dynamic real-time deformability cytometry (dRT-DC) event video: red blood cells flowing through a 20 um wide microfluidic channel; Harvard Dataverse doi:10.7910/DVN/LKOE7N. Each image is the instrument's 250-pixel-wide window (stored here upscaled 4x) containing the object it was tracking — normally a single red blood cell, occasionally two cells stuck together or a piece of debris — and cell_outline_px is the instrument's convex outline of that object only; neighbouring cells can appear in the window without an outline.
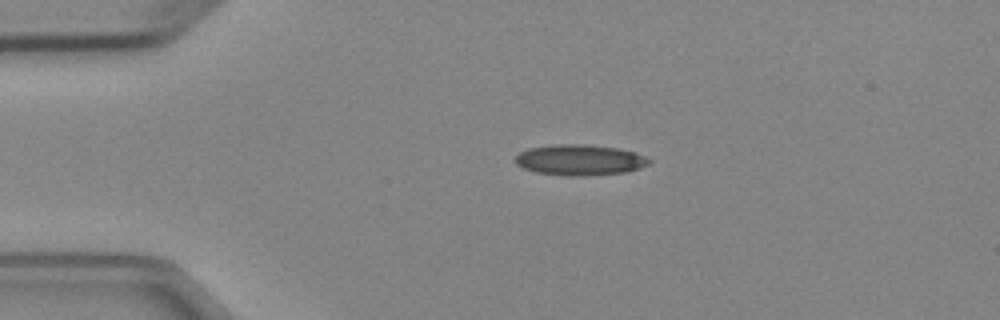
{"species": "Egyptian fruit bat (a non-hibernating species)", "species_latin": "Rousettus aegyptiacus", "temperature_condition": "cold", "stored_images_in_passage": 3, "camera_frame_rate_fps": 3000, "um_per_image_px": 0.085, "animal": {"sex": "female"}, "frame": {"image": 1, "passage_image": 2, "time_ms": 1.333, "image_size_px": [1000, 320], "cell_outline_px": [[652, 160], [648, 164], [624, 172], [584, 176], [568, 176], [536, 172], [524, 168], [516, 164], [512, 160], [520, 152], [528, 148], [552, 144], [584, 144], [616, 148], [636, 152]], "centroid_in_image_um": [49.22, 13.59], "position_along_channel_um": 35.8, "area_um2": 23.93}}